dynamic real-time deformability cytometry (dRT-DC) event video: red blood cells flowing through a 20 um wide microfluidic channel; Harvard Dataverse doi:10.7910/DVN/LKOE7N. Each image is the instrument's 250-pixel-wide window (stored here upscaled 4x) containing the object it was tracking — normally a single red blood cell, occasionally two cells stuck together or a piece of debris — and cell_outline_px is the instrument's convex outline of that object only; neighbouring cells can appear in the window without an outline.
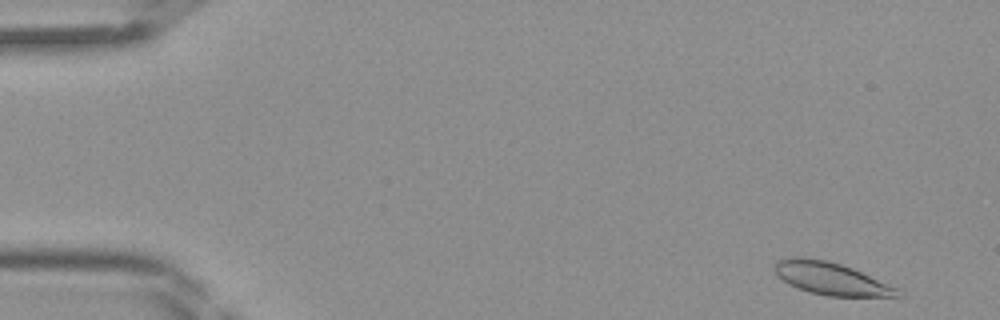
{"species": "Egyptian fruit bat (a non-hibernating species)", "species_latin": "Rousettus aegyptiacus", "temperature_condition": "room temperature", "stored_images_in_passage": 43, "camera_frame_rate_fps": 3000, "um_per_image_px": 0.085, "frame": {"image": 1, "passage_image": 2, "time_ms": 0.333, "image_size_px": [1000, 320], "cell_outline_px": [[896, 296], [828, 296], [808, 292], [788, 284], [776, 276], [772, 268], [776, 260], [792, 256], [800, 256], [828, 260], [852, 268], [896, 288]], "centroid_in_image_um": [70.45, 23.64], "position_along_channel_um": 14.5, "area_um2": 23.06}}
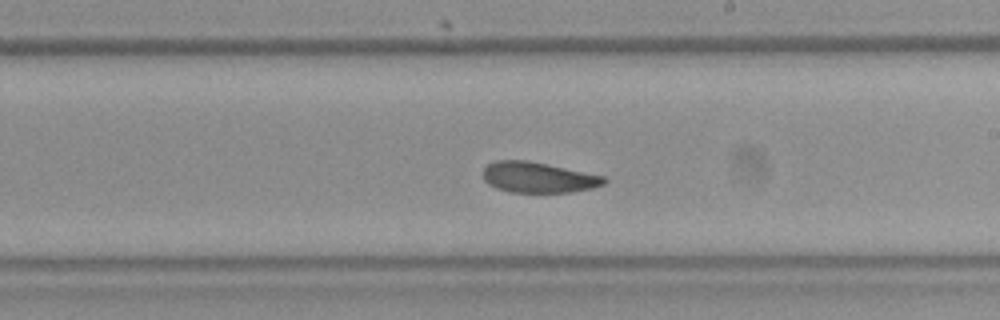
{"frame": {"image": 2, "passage_image": 25, "time_ms": 8.0, "image_size_px": [1000, 320], "cell_outline_px": [[608, 180], [604, 184], [592, 188], [568, 192], [508, 192], [496, 188], [488, 184], [484, 180], [484, 168], [488, 164], [496, 160], [524, 160], [604, 176]], "centroid_in_image_um": [45.72, 15.09], "position_along_channel_um": 243.3, "area_um2": 21.27}}
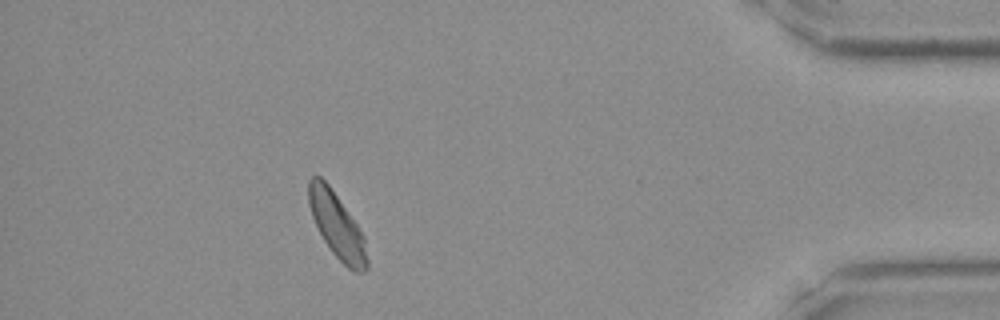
{"frame": {"image": 3, "passage_image": 39, "time_ms": 12.667, "image_size_px": [1000, 320], "cell_outline_px": [[368, 268], [364, 272], [352, 272], [332, 252], [324, 240], [312, 216], [308, 204], [308, 180], [312, 176], [320, 176], [328, 184], [356, 224], [364, 236], [368, 260]], "centroid_in_image_um": [28.64, 19.19], "position_along_channel_um": 406.6, "area_um2": 21.85}}